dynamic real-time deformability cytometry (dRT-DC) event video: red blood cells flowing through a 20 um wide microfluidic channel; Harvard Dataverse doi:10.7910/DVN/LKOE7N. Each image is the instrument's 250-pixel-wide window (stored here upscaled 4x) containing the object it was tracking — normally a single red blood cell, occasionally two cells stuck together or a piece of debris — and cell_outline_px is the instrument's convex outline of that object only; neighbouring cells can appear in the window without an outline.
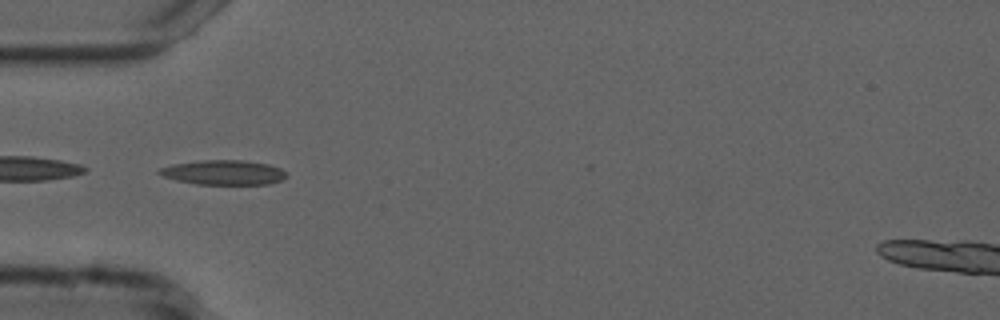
{"species": "common noctule bat (a hibernating species)", "species_latin": "Nyctalus noctula", "temperature_condition": "cold", "stored_images_in_passage": 44, "camera_frame_rate_fps": 3000, "um_per_image_px": 0.085, "animal": {"sex": "male", "forearm_length_mm": 52.5}, "frame": {"image": 1, "passage_image": 7, "time_ms": 2.0, "image_size_px": [1000, 320], "cell_outline_px": [[288, 176], [280, 180], [268, 184], [196, 184], [176, 180], [164, 176], [156, 172], [160, 168], [172, 164], [204, 160], [244, 160], [268, 164], [280, 168], [288, 172]], "centroid_in_image_um": [19.03, 14.65], "position_along_channel_um": 66.0, "area_um2": 18.26}}
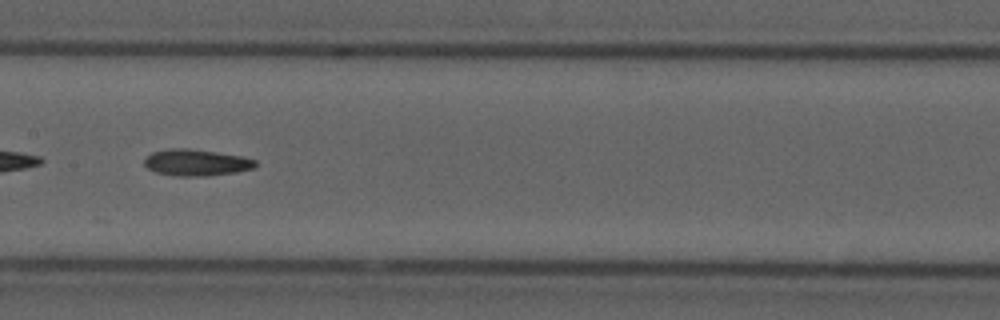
{"frame": {"image": 2, "passage_image": 17, "time_ms": 5.333, "image_size_px": [1000, 320], "cell_outline_px": [[256, 164], [252, 168], [236, 172], [208, 176], [176, 176], [156, 172], [148, 168], [144, 164], [144, 160], [152, 152], [168, 148], [188, 148], [216, 152], [240, 156], [256, 160]], "centroid_in_image_um": [16.65, 13.81], "position_along_channel_um": 190.7, "area_um2": 17.05}}
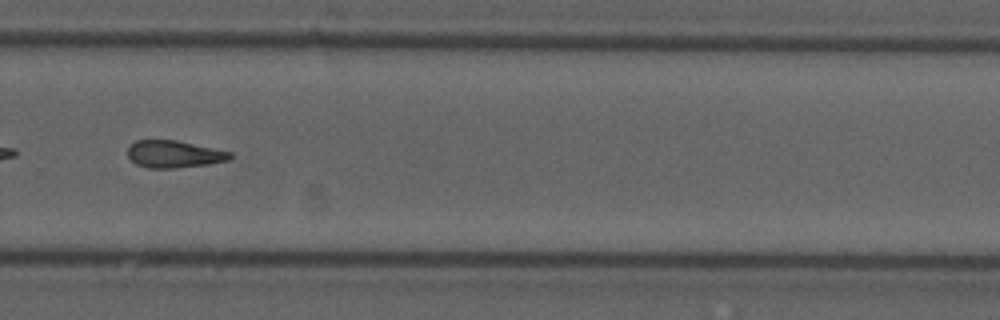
{"frame": {"image": 3, "passage_image": 27, "time_ms": 8.667, "image_size_px": [1000, 320], "cell_outline_px": [[232, 156], [228, 160], [208, 164], [172, 168], [148, 168], [136, 164], [128, 156], [128, 148], [136, 140], [176, 140], [232, 152]], "centroid_in_image_um": [14.79, 13.1], "position_along_channel_um": 315.0, "area_um2": 16.07}, "authors_computed_cell_mechanics": {"area_um2": 16.9643, "velocity_mm_per_s": 3.7549, "shape_relaxation_time_tau1_ms": null, "shape_relaxation_time_tau2_ms": 9.3428, "deformation_change_tau1": null, "deformation_change_tau2": 0.1974}}